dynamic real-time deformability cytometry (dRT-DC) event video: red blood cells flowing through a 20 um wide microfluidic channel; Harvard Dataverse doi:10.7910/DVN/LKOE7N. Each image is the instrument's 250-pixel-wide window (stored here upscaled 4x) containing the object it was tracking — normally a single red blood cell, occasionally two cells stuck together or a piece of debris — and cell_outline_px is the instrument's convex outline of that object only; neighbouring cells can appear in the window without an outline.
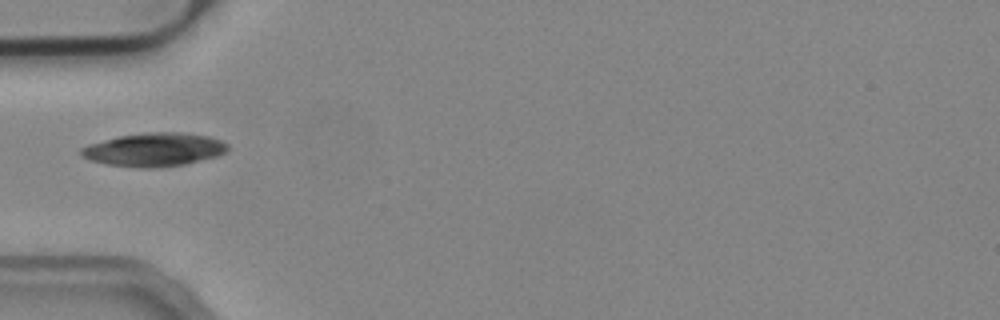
{"species": "common noctule bat (a hibernating species)", "species_latin": "Nyctalus noctula", "temperature_condition": "cold", "stored_images_in_passage": 10, "camera_frame_rate_fps": 3000, "um_per_image_px": 0.085, "animal": {"sex": "male", "body_mass_g": 19.2, "forearm_length_mm": 51.8}, "frame": {"image": 1, "passage_image": 1, "time_ms": 0.0, "image_size_px": [1000, 320], "cell_outline_px": [[228, 148], [224, 152], [216, 156], [184, 164], [156, 168], [140, 168], [108, 164], [88, 160], [80, 156], [80, 148], [88, 144], [120, 136], [148, 132], [180, 132], [208, 136], [220, 140], [228, 144]], "centroid_in_image_um": [13.06, 12.72], "position_along_channel_um": 71.9, "area_um2": 28.44}}